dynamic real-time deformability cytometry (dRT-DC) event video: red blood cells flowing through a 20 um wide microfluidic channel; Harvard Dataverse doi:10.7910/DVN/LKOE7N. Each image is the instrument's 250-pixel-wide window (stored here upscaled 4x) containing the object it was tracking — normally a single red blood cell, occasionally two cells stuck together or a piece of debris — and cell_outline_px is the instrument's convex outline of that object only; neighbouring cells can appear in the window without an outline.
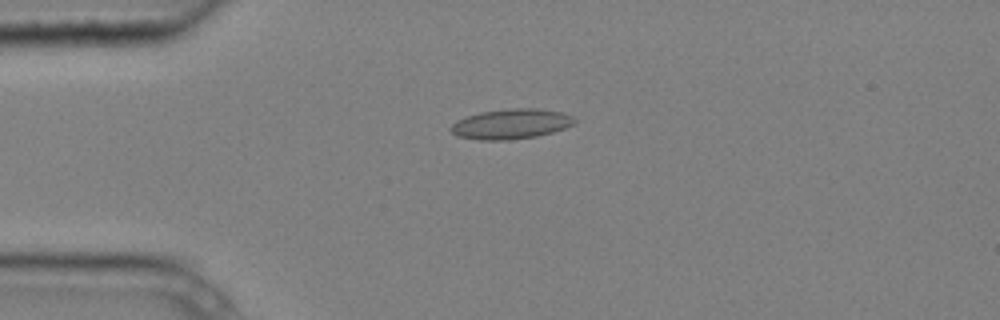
{"species": "common noctule bat (a hibernating species)", "species_latin": "Nyctalus noctula", "temperature_condition": "cold", "stored_images_in_passage": 4, "camera_frame_rate_fps": 3000, "um_per_image_px": 0.085, "animal": {"sex": "male", "body_mass_g": 20.4}, "frame": {"image": 1, "passage_image": 3, "time_ms": 0.667, "image_size_px": [1000, 320], "cell_outline_px": [[576, 120], [572, 124], [564, 128], [552, 132], [536, 136], [512, 140], [480, 140], [456, 136], [448, 128], [456, 120], [480, 112], [512, 108], [540, 108], [564, 112], [572, 116]], "centroid_in_image_um": [43.42, 10.53], "position_along_channel_um": 41.6, "area_um2": 21.79}}